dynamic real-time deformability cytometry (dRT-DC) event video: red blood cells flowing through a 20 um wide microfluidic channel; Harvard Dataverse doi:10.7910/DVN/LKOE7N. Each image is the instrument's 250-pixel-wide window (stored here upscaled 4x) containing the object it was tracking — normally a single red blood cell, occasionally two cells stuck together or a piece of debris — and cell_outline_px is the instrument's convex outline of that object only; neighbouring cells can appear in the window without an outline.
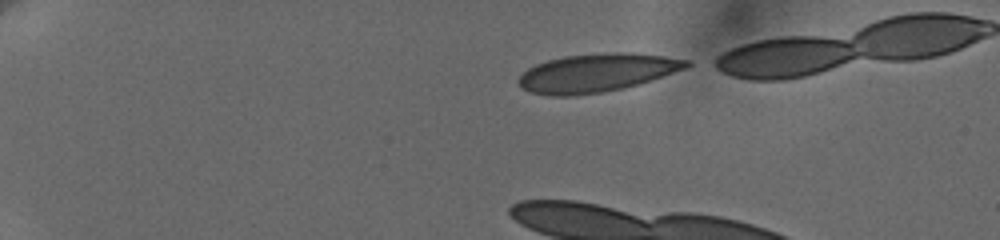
{"species": "human", "species_latin": "Homo sapiens", "temperature_condition": "cold", "stored_images_in_passage": 6, "camera_frame_rate_fps": 3000, "um_per_image_px": 0.085, "donor": {"sex": "female"}, "frame": {"image": 1, "passage_image": 1, "time_ms": 0.0, "image_size_px": [1000, 240], "cell_outline_px": [[692, 64], [688, 68], [624, 88], [600, 92], [568, 96], [552, 96], [532, 92], [520, 88], [520, 76], [528, 68], [536, 64], [548, 60], [564, 56], [612, 52], [632, 52], [664, 56], [688, 60]], "centroid_in_image_um": [50.75, 6.18], "position_along_channel_um": 34.3, "area_um2": 37.17}}